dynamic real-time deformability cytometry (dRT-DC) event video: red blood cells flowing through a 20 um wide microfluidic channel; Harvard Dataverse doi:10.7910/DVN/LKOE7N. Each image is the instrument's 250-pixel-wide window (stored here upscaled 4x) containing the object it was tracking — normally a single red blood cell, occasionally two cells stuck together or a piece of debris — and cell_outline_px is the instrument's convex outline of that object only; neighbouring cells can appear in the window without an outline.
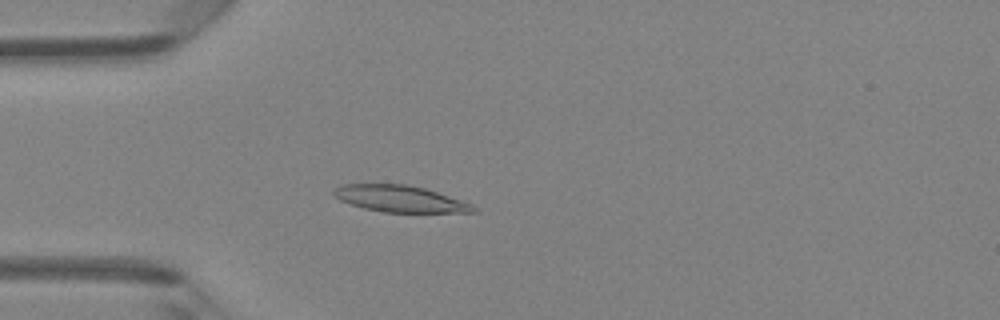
{"species": "Egyptian fruit bat (a non-hibernating species)", "species_latin": "Rousettus aegyptiacus", "temperature_condition": "room temperature", "stored_images_in_passage": 4, "camera_frame_rate_fps": 3000, "um_per_image_px": 0.085, "animal": {"sex": "female"}, "frame": {"image": 1, "passage_image": 4, "time_ms": 1.0, "image_size_px": [1000, 320], "cell_outline_px": [[476, 212], [384, 212], [364, 208], [340, 200], [332, 192], [340, 184], [408, 184], [424, 188], [472, 204], [476, 208]], "centroid_in_image_um": [33.98, 16.89], "position_along_channel_um": 51.0, "area_um2": 21.27}}